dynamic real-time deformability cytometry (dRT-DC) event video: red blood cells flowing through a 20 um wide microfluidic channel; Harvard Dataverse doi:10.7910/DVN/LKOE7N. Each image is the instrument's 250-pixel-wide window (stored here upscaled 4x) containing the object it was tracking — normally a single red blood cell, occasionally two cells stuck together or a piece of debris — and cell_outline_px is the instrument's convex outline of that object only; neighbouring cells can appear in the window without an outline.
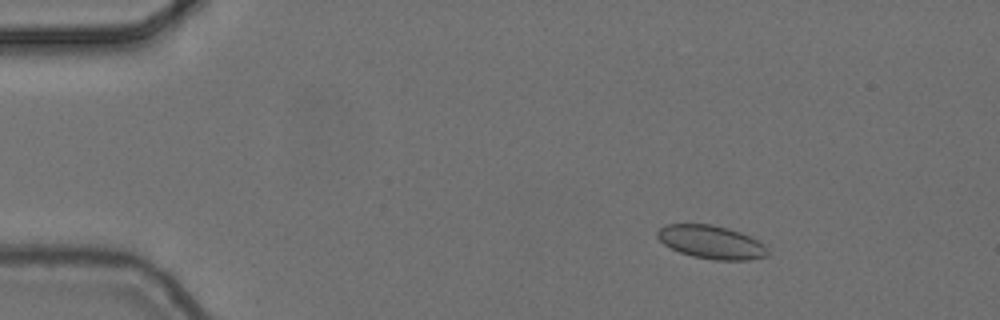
{"species": "common noctule bat (a hibernating species)", "species_latin": "Nyctalus noctula", "temperature_condition": "cold", "stored_images_in_passage": 5, "camera_frame_rate_fps": 3000, "um_per_image_px": 0.085, "animal": {"sex": "female", "body_mass_g": 24.6, "forearm_length_mm": 56.2}, "frame": {"image": 1, "passage_image": 2, "time_ms": 0.333, "image_size_px": [1000, 320], "cell_outline_px": [[768, 256], [748, 260], [716, 260], [692, 256], [680, 252], [664, 244], [656, 236], [656, 232], [660, 228], [668, 224], [712, 224], [728, 228], [752, 236], [764, 244], [768, 248]], "centroid_in_image_um": [60.49, 20.58], "position_along_channel_um": 24.5, "area_um2": 21.5}}
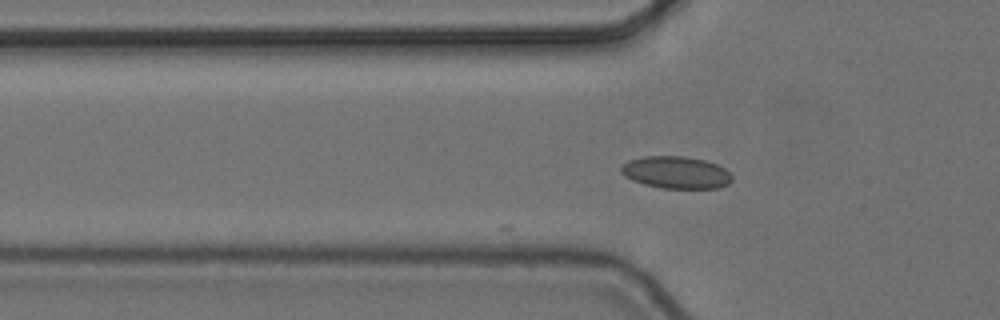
{"frame": {"image": 2, "passage_image": 5, "time_ms": 1.333, "image_size_px": [1000, 320], "cell_outline_px": [[732, 180], [728, 184], [716, 188], [660, 188], [644, 184], [632, 180], [624, 176], [620, 172], [620, 168], [628, 160], [644, 156], [684, 156], [704, 160], [716, 164], [724, 168], [732, 176]], "centroid_in_image_um": [57.44, 14.65], "position_along_channel_um": 68.4, "area_um2": 20.81}}